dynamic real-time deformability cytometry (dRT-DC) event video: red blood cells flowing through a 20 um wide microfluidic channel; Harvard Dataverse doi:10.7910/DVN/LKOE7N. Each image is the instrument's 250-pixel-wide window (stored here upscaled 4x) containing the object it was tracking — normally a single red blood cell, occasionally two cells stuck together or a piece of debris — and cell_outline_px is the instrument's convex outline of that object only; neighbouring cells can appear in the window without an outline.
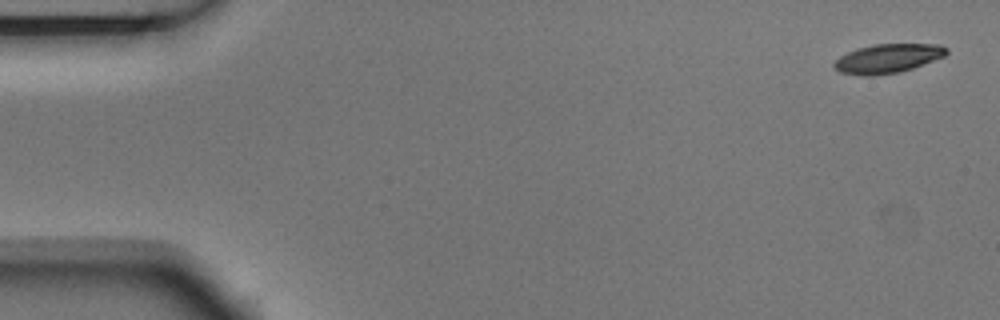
{"species": "Egyptian fruit bat (a non-hibernating species)", "species_latin": "Rousettus aegyptiacus", "temperature_condition": "room temperature", "stored_images_in_passage": 4, "camera_frame_rate_fps": 3000, "um_per_image_px": 0.085, "animal": {"sex": "male"}, "frame": {"image": 1, "passage_image": 1, "time_ms": 0.0, "image_size_px": [1000, 320], "cell_outline_px": [[948, 52], [944, 56], [912, 68], [900, 72], [872, 76], [864, 76], [840, 72], [832, 64], [840, 56], [856, 48], [872, 44], [940, 44], [948, 48]], "centroid_in_image_um": [75.45, 4.96], "position_along_channel_um": 9.5, "area_um2": 19.02}}
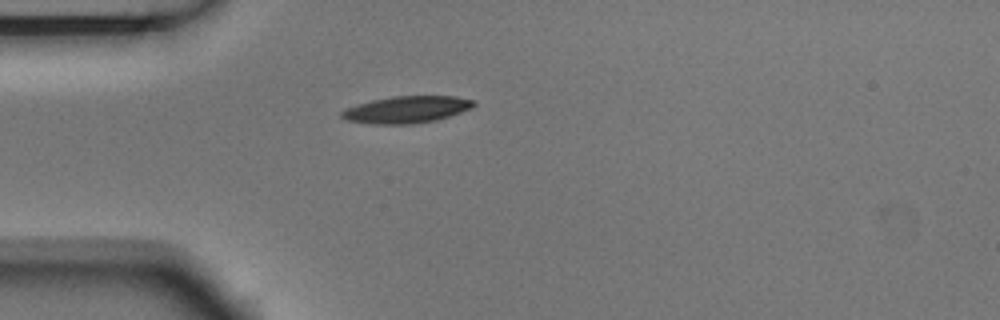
{"frame": {"image": 2, "passage_image": 4, "time_ms": 1.0, "image_size_px": [1000, 320], "cell_outline_px": [[476, 104], [472, 108], [436, 120], [412, 124], [372, 124], [348, 120], [340, 116], [340, 112], [344, 108], [356, 104], [372, 100], [392, 96], [456, 96], [476, 100]], "centroid_in_image_um": [34.55, 9.3], "position_along_channel_um": 50.4, "area_um2": 20.81}}